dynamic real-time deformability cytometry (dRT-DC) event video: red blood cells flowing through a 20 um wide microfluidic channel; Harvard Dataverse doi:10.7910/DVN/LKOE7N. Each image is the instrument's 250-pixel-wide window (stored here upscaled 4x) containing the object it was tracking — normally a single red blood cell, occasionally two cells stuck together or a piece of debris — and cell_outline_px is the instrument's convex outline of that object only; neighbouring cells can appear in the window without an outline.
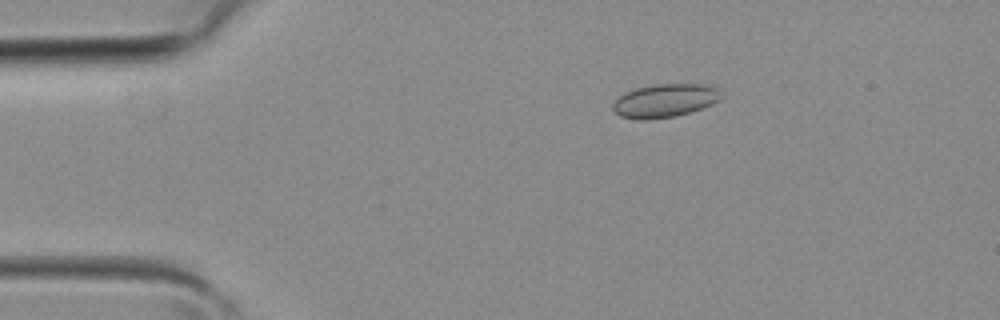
{"species": "common noctule bat (a hibernating species)", "species_latin": "Nyctalus noctula", "temperature_condition": "room temperature", "stored_images_in_passage": 2, "camera_frame_rate_fps": 3000, "um_per_image_px": 0.085, "animal": {"sex": "female", "body_mass_g": 19.3, "forearm_length_mm": 54.1}, "frame": {"image": 1, "passage_image": 1, "time_ms": 0.0, "image_size_px": [1000, 320], "cell_outline_px": [[724, 96], [720, 100], [712, 104], [676, 116], [648, 120], [640, 120], [620, 116], [612, 108], [612, 104], [624, 92], [636, 88], [656, 84], [700, 84], [720, 88]], "centroid_in_image_um": [56.53, 8.55], "position_along_channel_um": 28.5, "area_um2": 21.15}}